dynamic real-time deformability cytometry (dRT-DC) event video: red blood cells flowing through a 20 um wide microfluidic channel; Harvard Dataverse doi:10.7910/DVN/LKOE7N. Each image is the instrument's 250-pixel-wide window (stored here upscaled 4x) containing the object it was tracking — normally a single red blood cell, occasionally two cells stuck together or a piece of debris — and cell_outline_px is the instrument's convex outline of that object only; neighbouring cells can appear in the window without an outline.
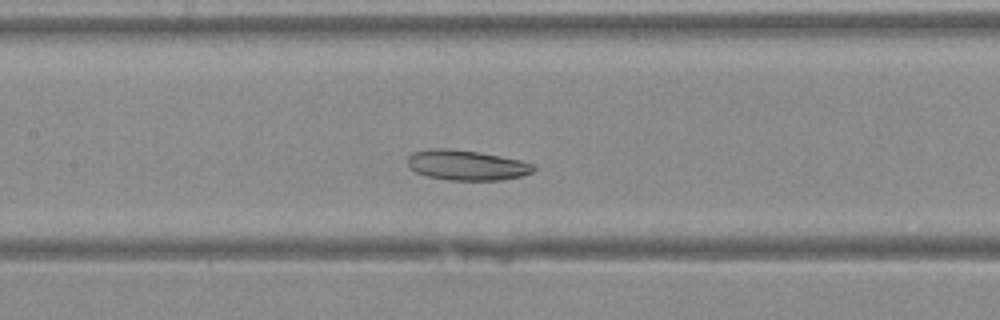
{"species": "Egyptian fruit bat (a non-hibernating species)", "species_latin": "Rousettus aegyptiacus", "temperature_condition": "warm", "stored_images_in_passage": 38, "camera_frame_rate_fps": 3000, "um_per_image_px": 0.085, "animal": {"sex": "female"}, "frame": {"image": 1, "passage_image": 16, "time_ms": 5.0, "image_size_px": [1000, 320], "cell_outline_px": [[536, 168], [532, 172], [520, 176], [500, 180], [448, 180], [428, 176], [416, 172], [408, 164], [408, 156], [412, 152], [428, 148], [448, 148], [480, 152], [520, 160], [536, 164]], "centroid_in_image_um": [39.67, 14.02], "position_along_channel_um": 167.7, "area_um2": 22.2}}
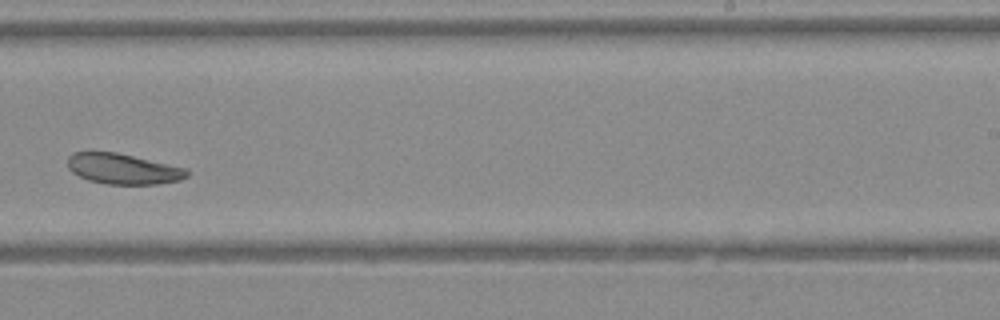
{"frame": {"image": 2, "passage_image": 23, "time_ms": 7.333, "image_size_px": [1000, 320], "cell_outline_px": [[188, 176], [180, 180], [156, 184], [108, 184], [88, 180], [72, 172], [68, 168], [68, 156], [72, 152], [88, 148], [116, 152], [188, 168]], "centroid_in_image_um": [10.39, 14.3], "position_along_channel_um": 278.6, "area_um2": 21.85}}
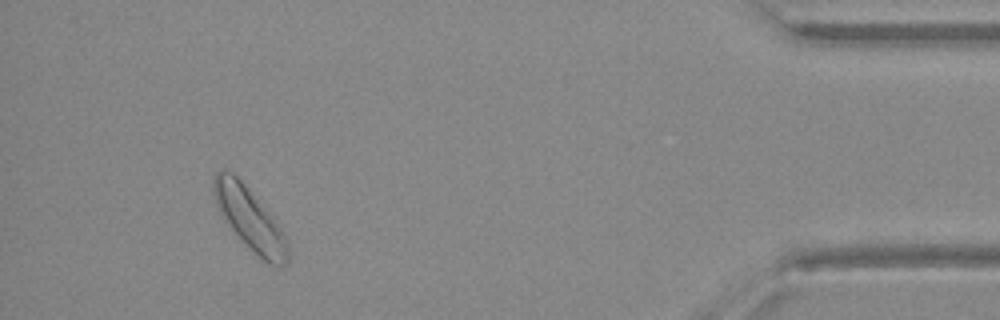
{"frame": {"image": 3, "passage_image": 35, "time_ms": 11.333, "image_size_px": [1000, 320], "cell_outline_px": [[292, 256], [288, 264], [280, 268], [268, 264], [248, 248], [244, 244], [224, 220], [216, 204], [212, 188], [212, 184], [216, 172], [232, 172], [244, 184], [280, 224], [288, 240]], "centroid_in_image_um": [21.32, 18.71], "position_along_channel_um": 413.9, "area_um2": 27.4}}